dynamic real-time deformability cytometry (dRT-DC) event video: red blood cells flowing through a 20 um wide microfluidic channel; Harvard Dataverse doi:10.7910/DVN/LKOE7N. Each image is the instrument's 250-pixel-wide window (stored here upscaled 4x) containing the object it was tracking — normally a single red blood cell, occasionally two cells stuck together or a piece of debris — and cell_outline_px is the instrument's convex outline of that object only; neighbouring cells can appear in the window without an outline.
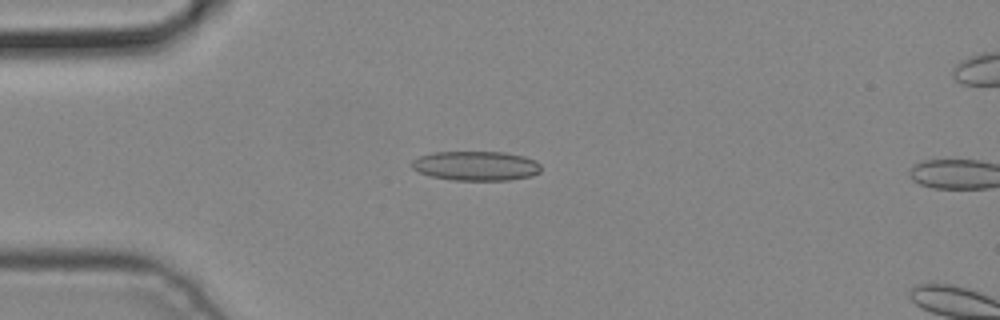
{"species": "common noctule bat (a hibernating species)", "species_latin": "Nyctalus noctula", "temperature_condition": "cold", "stored_images_in_passage": 5, "camera_frame_rate_fps": 3000, "um_per_image_px": 0.085, "animal": {"sex": "male", "body_mass_g": 19.2, "forearm_length_mm": 51.8}, "frame": {"image": 1, "passage_image": 4, "time_ms": 1.0, "image_size_px": [1000, 320], "cell_outline_px": [[540, 172], [532, 176], [508, 180], [452, 180], [432, 176], [420, 172], [412, 168], [412, 160], [420, 156], [432, 152], [504, 152], [524, 156], [536, 160], [540, 164]], "centroid_in_image_um": [40.48, 14.09], "position_along_channel_um": 44.5, "area_um2": 22.2}}